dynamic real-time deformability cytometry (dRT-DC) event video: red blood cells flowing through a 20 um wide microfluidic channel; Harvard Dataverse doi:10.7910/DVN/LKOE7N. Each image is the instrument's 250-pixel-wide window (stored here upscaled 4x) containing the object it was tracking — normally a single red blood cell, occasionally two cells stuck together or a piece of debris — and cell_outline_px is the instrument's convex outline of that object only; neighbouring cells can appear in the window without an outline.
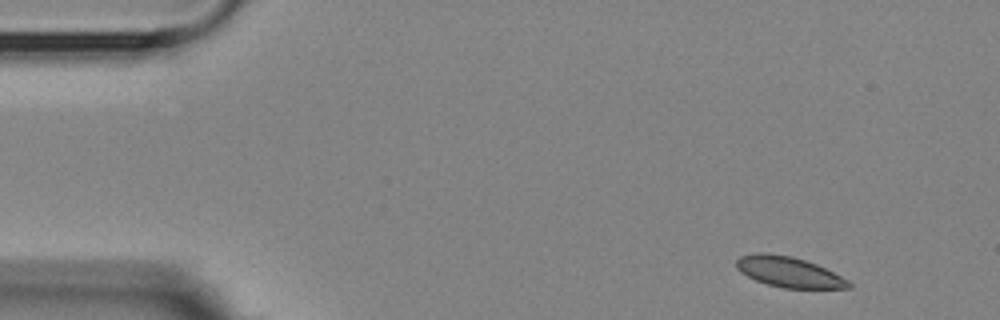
{"species": "Egyptian fruit bat (a non-hibernating species)", "species_latin": "Rousettus aegyptiacus", "temperature_condition": "room temperature", "stored_images_in_passage": 3, "camera_frame_rate_fps": 3000, "um_per_image_px": 0.085, "animal": {"sex": "female"}, "frame": {"image": 1, "passage_image": 1, "time_ms": 0.0, "image_size_px": [1000, 320], "cell_outline_px": [[852, 288], [784, 288], [768, 284], [756, 280], [740, 272], [736, 268], [736, 260], [740, 256], [760, 252], [768, 252], [792, 256], [816, 264], [848, 280], [852, 284]], "centroid_in_image_um": [67.03, 23.11], "position_along_channel_um": 18.0, "area_um2": 19.83}}